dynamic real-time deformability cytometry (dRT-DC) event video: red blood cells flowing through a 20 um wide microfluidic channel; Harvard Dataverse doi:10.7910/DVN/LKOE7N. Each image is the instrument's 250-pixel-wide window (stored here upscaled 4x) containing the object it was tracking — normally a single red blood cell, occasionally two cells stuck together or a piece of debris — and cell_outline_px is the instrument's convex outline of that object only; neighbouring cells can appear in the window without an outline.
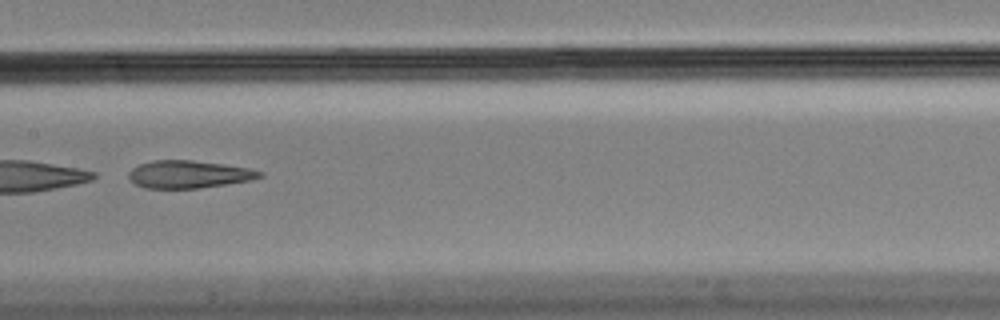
{"species": "Egyptian fruit bat (a non-hibernating species)", "species_latin": "Rousettus aegyptiacus", "temperature_condition": "cold", "stored_images_in_passage": 9, "camera_frame_rate_fps": 3000, "um_per_image_px": 0.085, "animal": {"sex": "male"}, "frame": {"image": 1, "passage_image": 8, "time_ms": 2.333, "image_size_px": [1000, 320], "cell_outline_px": [[264, 176], [252, 180], [200, 188], [144, 188], [136, 184], [128, 176], [128, 172], [132, 168], [140, 164], [152, 160], [192, 160], [224, 164], [248, 168], [264, 172]], "centroid_in_image_um": [16.07, 14.81], "position_along_channel_um": 191.3, "area_um2": 21.1}}